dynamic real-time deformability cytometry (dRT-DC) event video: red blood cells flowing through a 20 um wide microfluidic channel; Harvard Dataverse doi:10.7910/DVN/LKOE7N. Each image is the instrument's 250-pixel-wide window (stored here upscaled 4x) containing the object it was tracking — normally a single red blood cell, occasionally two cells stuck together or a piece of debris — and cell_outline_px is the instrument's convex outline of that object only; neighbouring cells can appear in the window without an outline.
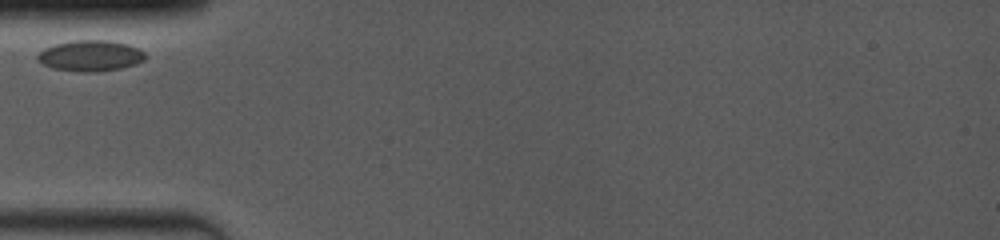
{"species": "common noctule bat (a hibernating species)", "species_latin": "Nyctalus noctula", "temperature_condition": "room temperature", "stored_images_in_passage": 9, "camera_frame_rate_fps": 4000, "um_per_image_px": 0.085, "animal": {"sex": "female", "body_mass_g": 19.0, "forearm_length_mm": 53.3}, "frame": {"image": 1, "passage_image": 1, "time_ms": 0.0, "image_size_px": [1000, 240], "cell_outline_px": [[144, 60], [136, 64], [120, 68], [96, 72], [80, 72], [52, 68], [44, 64], [36, 56], [44, 48], [56, 44], [76, 40], [108, 40], [128, 44], [144, 52]], "centroid_in_image_um": [7.69, 4.74], "position_along_channel_um": 77.3, "area_um2": 19.19}}
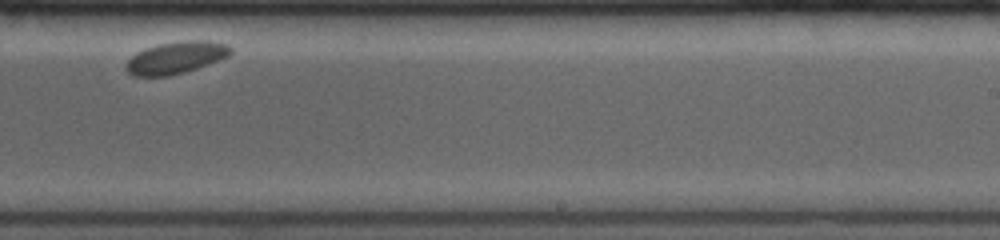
{"frame": {"image": 2, "passage_image": 6, "time_ms": 5.75, "image_size_px": [1000, 240], "cell_outline_px": [[232, 52], [228, 56], [220, 60], [184, 72], [168, 76], [132, 76], [124, 68], [124, 64], [136, 52], [160, 44], [184, 40], [208, 40], [228, 44], [232, 48]], "centroid_in_image_um": [14.96, 4.9], "position_along_channel_um": 274.0, "area_um2": 19.59}}
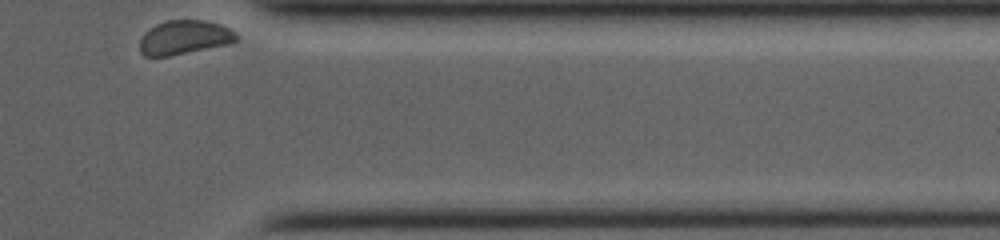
{"frame": {"image": 3, "passage_image": 9, "time_ms": 9.25, "image_size_px": [1000, 240], "cell_outline_px": [[240, 40], [232, 44], [168, 56], [144, 56], [140, 52], [140, 36], [144, 32], [156, 24], [168, 20], [204, 20], [220, 24], [236, 32], [240, 36]], "centroid_in_image_um": [15.71, 3.18], "position_along_channel_um": 395.7, "area_um2": 19.54}}